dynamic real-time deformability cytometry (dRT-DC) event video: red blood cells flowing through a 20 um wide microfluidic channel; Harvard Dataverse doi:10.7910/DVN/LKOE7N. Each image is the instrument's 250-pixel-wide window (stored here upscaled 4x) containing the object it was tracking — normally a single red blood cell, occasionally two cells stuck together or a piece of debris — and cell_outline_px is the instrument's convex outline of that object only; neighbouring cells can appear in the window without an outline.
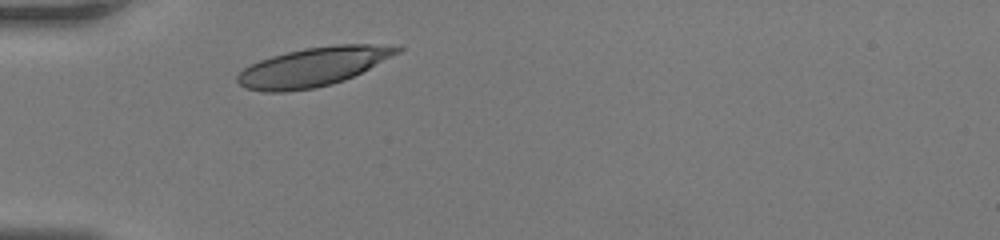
{"species": "human", "species_latin": "Homo sapiens", "temperature_condition": "room temperature", "stored_images_in_passage": 29, "camera_frame_rate_fps": 3000, "um_per_image_px": 0.085, "donor": {"sex": "female"}, "frame": {"image": 1, "passage_image": 1, "time_ms": 0.0, "image_size_px": [1000, 240], "cell_outline_px": [[404, 48], [400, 52], [344, 80], [332, 84], [316, 88], [284, 92], [260, 92], [248, 88], [240, 84], [236, 80], [236, 76], [244, 68], [260, 60], [272, 56], [304, 48], [336, 44], [372, 44]], "centroid_in_image_um": [26.57, 5.69], "position_along_channel_um": 58.4, "area_um2": 35.78}}
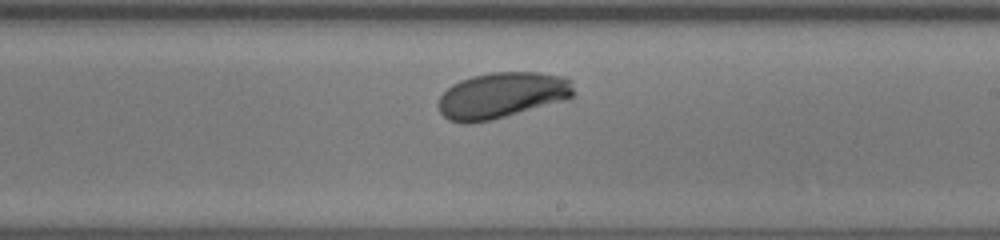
{"frame": {"image": 2, "passage_image": 17, "time_ms": 5.333, "image_size_px": [1000, 240], "cell_outline_px": [[572, 96], [560, 100], [492, 120], [468, 124], [464, 124], [448, 120], [440, 112], [436, 104], [440, 96], [452, 84], [460, 80], [472, 76], [492, 72], [536, 72], [564, 76], [572, 80]], "centroid_in_image_um": [42.57, 8.09], "position_along_channel_um": 246.4, "area_um2": 35.95}}
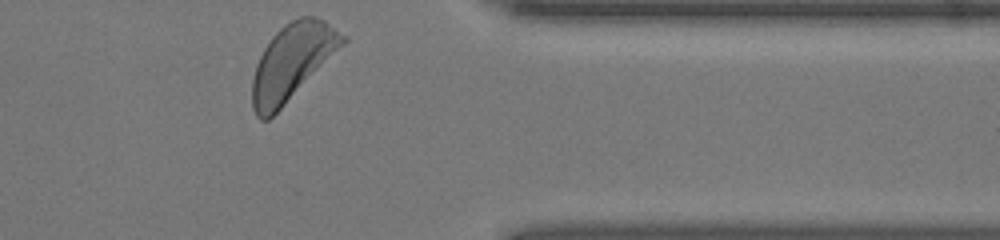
{"frame": {"image": 3, "passage_image": 29, "time_ms": 9.333, "image_size_px": [1000, 240], "cell_outline_px": [[348, 40], [268, 120], [260, 120], [256, 116], [252, 108], [252, 80], [256, 64], [264, 48], [272, 36], [284, 24], [300, 16], [312, 16], [324, 20], [348, 36]], "centroid_in_image_um": [24.82, 5.24], "position_along_channel_um": 386.6, "area_um2": 39.36}, "authors_computed_cell_mechanics": {"area_um2": 36.0094, "velocity_mm_per_s": 3.7488, "shape_relaxation_time_tau1_ms": 2.5127, "shape_relaxation_time_tau2_ms": null, "deformation_change_tau1": 0.1363, "deformation_change_tau2": null}}